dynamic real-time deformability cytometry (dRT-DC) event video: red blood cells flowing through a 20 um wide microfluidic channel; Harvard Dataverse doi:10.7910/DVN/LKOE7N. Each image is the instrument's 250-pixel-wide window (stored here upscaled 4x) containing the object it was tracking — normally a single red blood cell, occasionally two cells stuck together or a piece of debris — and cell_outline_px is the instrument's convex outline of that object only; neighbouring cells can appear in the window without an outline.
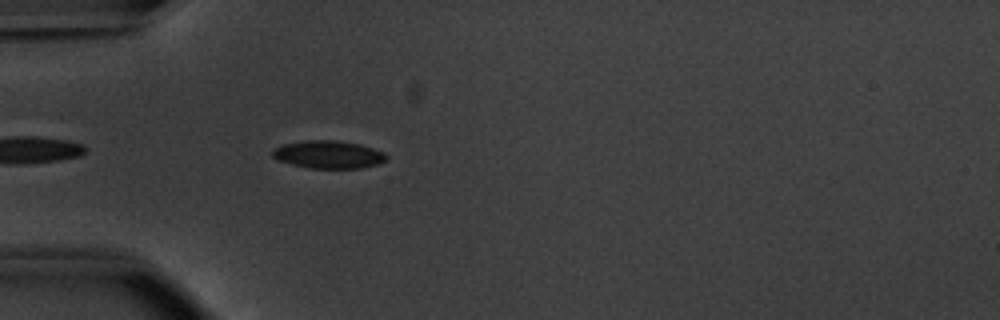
{"species": "common noctule bat (a hibernating species)", "species_latin": "Nyctalus noctula", "temperature_condition": "warm", "stored_images_in_passage": 11, "camera_frame_rate_fps": 3000, "um_per_image_px": 0.085, "animal": {"sex": "male", "body_mass_g": 20.1, "forearm_length_mm": 53.5}, "frame": {"image": 1, "passage_image": 4, "time_ms": 1.0, "image_size_px": [1000, 320], "cell_outline_px": [[388, 156], [384, 160], [376, 164], [360, 168], [308, 168], [276, 160], [272, 156], [272, 152], [276, 148], [284, 144], [308, 140], [336, 140], [360, 144], [384, 152]], "centroid_in_image_um": [27.9, 13.13], "position_along_channel_um": 57.1, "area_um2": 18.26}}